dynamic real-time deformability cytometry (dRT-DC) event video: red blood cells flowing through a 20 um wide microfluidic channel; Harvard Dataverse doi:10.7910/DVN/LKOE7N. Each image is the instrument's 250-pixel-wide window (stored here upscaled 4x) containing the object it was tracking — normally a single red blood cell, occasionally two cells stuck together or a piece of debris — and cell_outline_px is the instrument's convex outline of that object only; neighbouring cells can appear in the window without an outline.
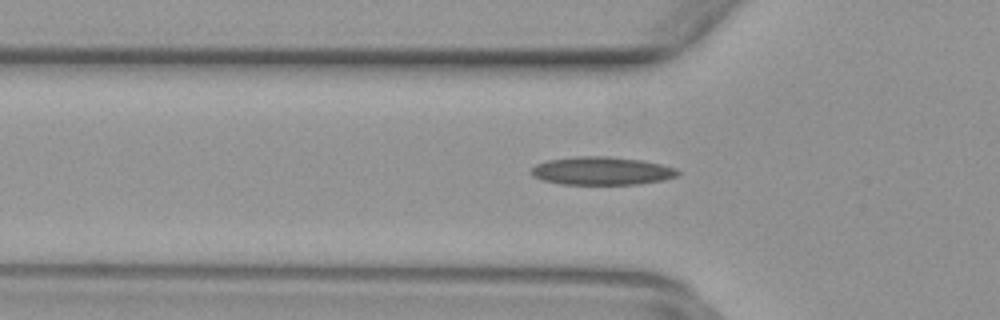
{"species": "common noctule bat (a hibernating species)", "species_latin": "Nyctalus noctula", "temperature_condition": "warm", "stored_images_in_passage": 32, "camera_frame_rate_fps": 3000, "um_per_image_px": 0.085, "animal": {"sex": "female", "body_mass_g": 29.2, "forearm_length_mm": 56.3}, "frame": {"image": 1, "passage_image": 5, "time_ms": 1.333, "image_size_px": [1000, 320], "cell_outline_px": [[680, 172], [676, 176], [664, 180], [636, 184], [560, 184], [544, 180], [532, 176], [532, 168], [536, 164], [548, 160], [576, 156], [608, 156], [640, 160], [660, 164], [676, 168]], "centroid_in_image_um": [51.14, 14.52], "position_along_channel_um": 74.7, "area_um2": 23.87}}
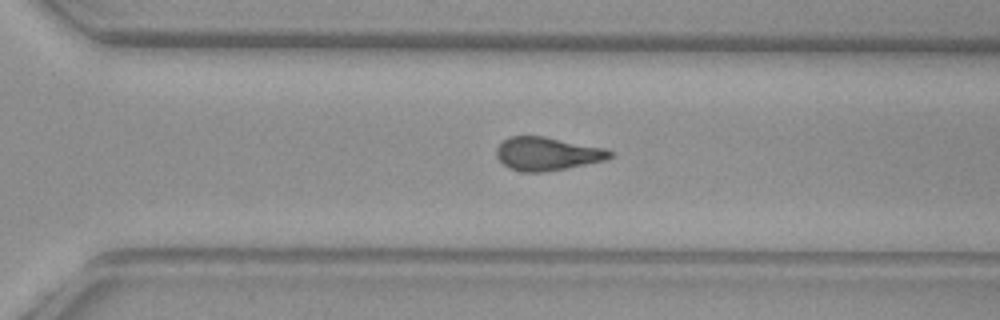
{"frame": {"image": 2, "passage_image": 23, "time_ms": 7.333, "image_size_px": [1000, 320], "cell_outline_px": [[616, 152], [608, 160], [544, 172], [524, 172], [508, 168], [496, 156], [496, 148], [508, 136], [544, 136], [604, 148]], "centroid_in_image_um": [46.53, 13.07], "position_along_channel_um": 324.1, "area_um2": 22.08}}
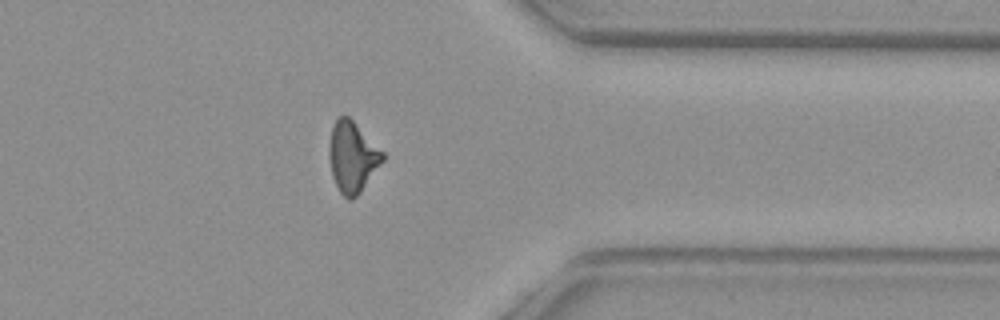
{"frame": {"image": 3, "passage_image": 28, "time_ms": 9.0, "image_size_px": [1000, 320], "cell_outline_px": [[384, 160], [360, 192], [352, 200], [348, 200], [340, 192], [332, 176], [328, 156], [328, 144], [332, 128], [336, 120], [340, 116], [348, 116], [384, 152]], "centroid_in_image_um": [29.94, 13.35], "position_along_channel_um": 381.5, "area_um2": 21.91}}